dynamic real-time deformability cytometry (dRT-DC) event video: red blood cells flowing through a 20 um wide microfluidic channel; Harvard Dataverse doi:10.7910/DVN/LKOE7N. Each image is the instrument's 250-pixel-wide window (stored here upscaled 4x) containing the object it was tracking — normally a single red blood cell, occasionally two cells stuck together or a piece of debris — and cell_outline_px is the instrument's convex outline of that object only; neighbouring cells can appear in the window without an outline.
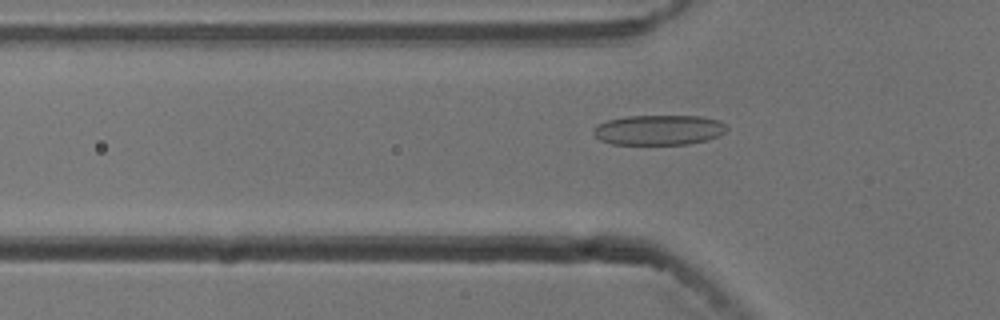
{"species": "common noctule bat (a hibernating species)", "species_latin": "Nyctalus noctula", "temperature_condition": "cold", "stored_images_in_passage": 51, "camera_frame_rate_fps": 3000, "um_per_image_px": 0.085, "animal": {"sex": "male", "body_mass_g": 13.3}, "frame": {"image": 1, "passage_image": 14, "time_ms": 4.333, "image_size_px": [1000, 320], "cell_outline_px": [[728, 128], [724, 132], [708, 140], [688, 144], [612, 144], [600, 140], [592, 132], [592, 128], [596, 124], [608, 120], [628, 116], [700, 116], [720, 120]], "centroid_in_image_um": [55.97, 11.04], "position_along_channel_um": 69.8, "area_um2": 23.41}}
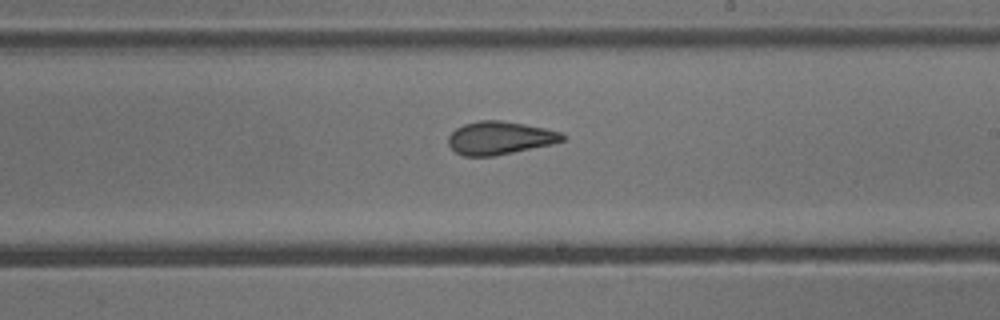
{"frame": {"image": 2, "passage_image": 28, "time_ms": 9.0, "image_size_px": [1000, 320], "cell_outline_px": [[564, 140], [552, 144], [492, 156], [464, 156], [456, 152], [448, 144], [448, 136], [456, 128], [464, 124], [480, 120], [500, 120], [524, 124], [544, 128], [560, 132], [564, 136]], "centroid_in_image_um": [42.45, 11.72], "position_along_channel_um": 246.6, "area_um2": 21.73}}
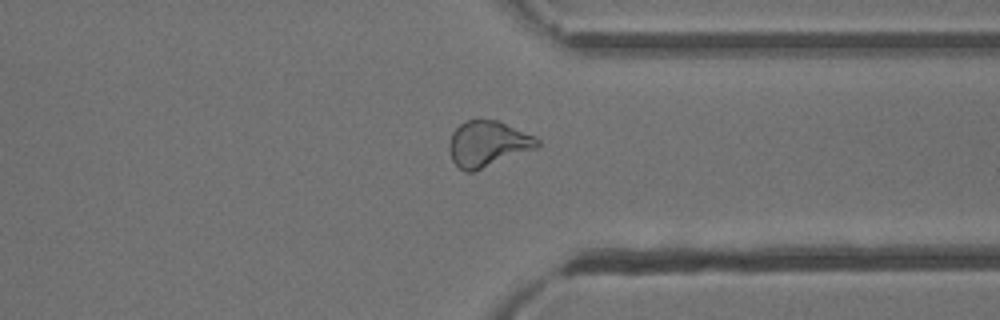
{"frame": {"image": 3, "passage_image": 38, "time_ms": 12.333, "image_size_px": [1000, 320], "cell_outline_px": [[540, 144], [536, 148], [472, 172], [464, 172], [452, 160], [448, 148], [448, 144], [452, 132], [460, 124], [468, 120], [496, 120], [536, 136], [540, 140]], "centroid_in_image_um": [41.44, 12.22], "position_along_channel_um": 370.0, "area_um2": 23.29}, "authors_computed_cell_mechanics": {"area_um2": 23.409, "velocity_mm_per_s": 3.774, "shape_relaxation_time_tau1_ms": null, "shape_relaxation_time_tau2_ms": 1.7045, "deformation_change_tau1": null, "deformation_change_tau2": 0.0786}}